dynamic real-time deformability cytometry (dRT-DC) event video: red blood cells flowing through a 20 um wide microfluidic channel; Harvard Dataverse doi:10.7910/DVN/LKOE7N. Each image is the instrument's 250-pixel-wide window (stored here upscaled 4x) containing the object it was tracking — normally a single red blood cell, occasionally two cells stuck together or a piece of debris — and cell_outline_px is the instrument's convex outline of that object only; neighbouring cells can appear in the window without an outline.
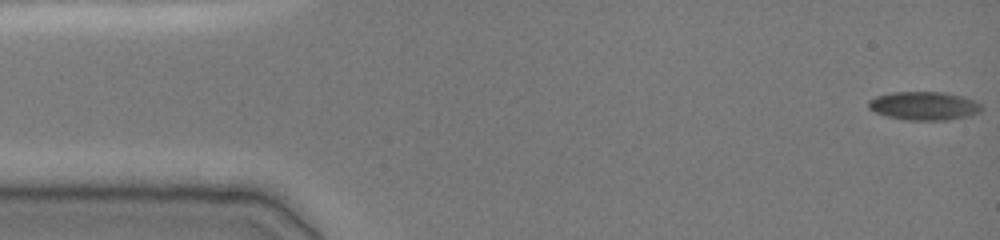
{"species": "common noctule bat (a hibernating species)", "species_latin": "Nyctalus noctula", "temperature_condition": "cold", "stored_images_in_passage": 49, "camera_frame_rate_fps": 3000, "um_per_image_px": 0.085, "animal": {"sex": "female", "body_mass_g": 19.0, "forearm_length_mm": 51.5}, "frame": {"image": 1, "passage_image": 1, "time_ms": 0.0, "image_size_px": [1000, 240], "cell_outline_px": [[984, 108], [980, 112], [968, 116], [948, 120], [908, 120], [888, 116], [876, 112], [868, 108], [868, 100], [876, 96], [892, 92], [944, 92], [964, 96], [976, 100]], "centroid_in_image_um": [78.58, 8.99], "position_along_channel_um": 6.4, "area_um2": 18.9}}
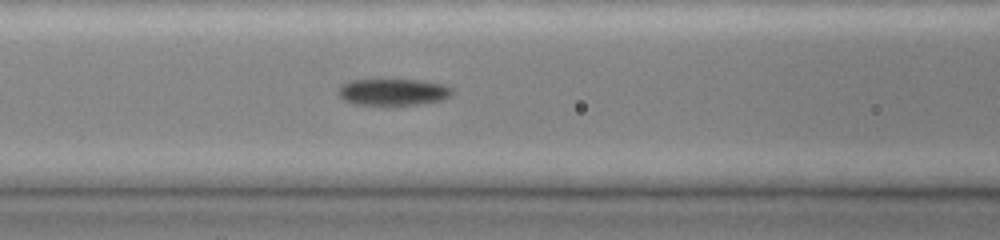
{"frame": {"image": 2, "passage_image": 20, "time_ms": 6.333, "image_size_px": [1000, 240], "cell_outline_px": [[452, 96], [444, 100], [420, 104], [356, 104], [344, 100], [336, 92], [340, 84], [348, 80], [420, 80], [444, 84], [452, 88]], "centroid_in_image_um": [33.42, 7.81], "position_along_channel_um": 133.2, "area_um2": 17.74}}
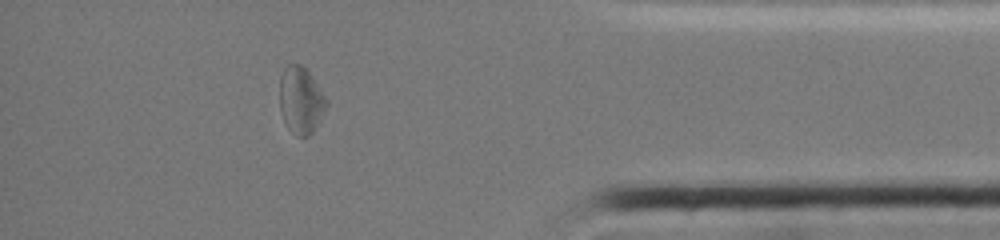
{"frame": {"image": 3, "passage_image": 43, "time_ms": 14.0, "image_size_px": [1000, 240], "cell_outline_px": [[328, 104], [324, 112], [312, 132], [308, 136], [296, 136], [288, 128], [280, 112], [280, 76], [284, 68], [288, 64], [300, 64], [312, 76], [328, 100]], "centroid_in_image_um": [25.56, 8.52], "position_along_channel_um": 409.6, "area_um2": 18.15}, "authors_computed_cell_mechanics": {"area_um2": 17.9758, "velocity_mm_per_s": 3.883, "shape_relaxation_time_tau1_ms": 6.3162, "shape_relaxation_time_tau2_ms": 3.9927, "deformation_change_tau1": 0.1456, "deformation_change_tau2": 0.0999}}